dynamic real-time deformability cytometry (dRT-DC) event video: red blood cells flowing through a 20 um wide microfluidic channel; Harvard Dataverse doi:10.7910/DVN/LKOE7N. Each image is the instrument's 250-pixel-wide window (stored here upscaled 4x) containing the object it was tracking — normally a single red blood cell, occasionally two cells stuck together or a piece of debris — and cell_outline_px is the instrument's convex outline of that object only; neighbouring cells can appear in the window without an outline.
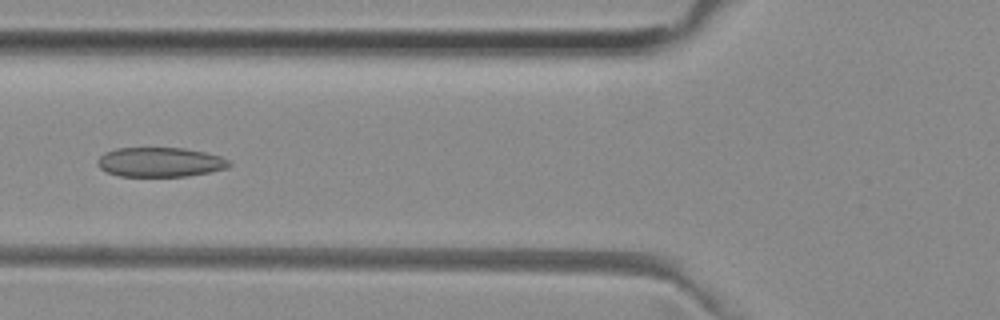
{"species": "common noctule bat (a hibernating species)", "species_latin": "Nyctalus noctula", "temperature_condition": "room temperature", "stored_images_in_passage": 40, "camera_frame_rate_fps": 3000, "um_per_image_px": 0.085, "animal": {"sex": "female", "body_mass_g": 29.2, "forearm_length_mm": 56.3}, "frame": {"image": 1, "passage_image": 11, "time_ms": 3.333, "image_size_px": [1000, 320], "cell_outline_px": [[232, 164], [228, 168], [188, 176], [120, 176], [108, 172], [100, 168], [96, 160], [104, 152], [116, 148], [184, 148], [204, 152], [220, 156], [228, 160]], "centroid_in_image_um": [13.6, 13.78], "position_along_channel_um": 112.2, "area_um2": 22.6}}
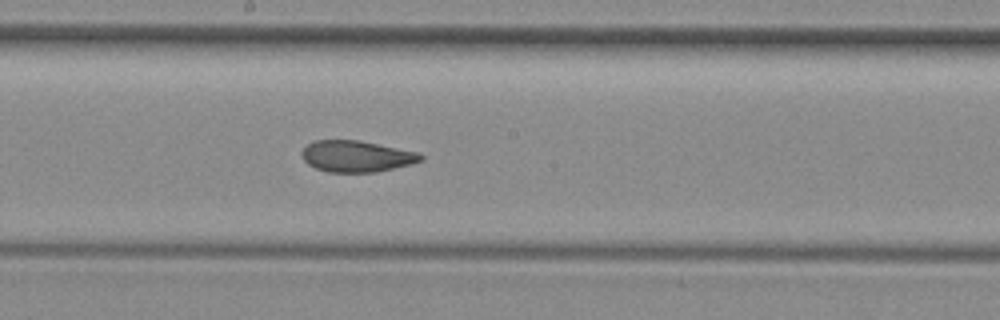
{"frame": {"image": 2, "passage_image": 19, "time_ms": 6.0, "image_size_px": [1000, 320], "cell_outline_px": [[424, 160], [412, 164], [376, 172], [328, 172], [316, 168], [308, 164], [304, 160], [300, 152], [312, 140], [360, 140], [416, 152], [424, 156]], "centroid_in_image_um": [30.29, 13.28], "position_along_channel_um": 217.9, "area_um2": 21.73}}
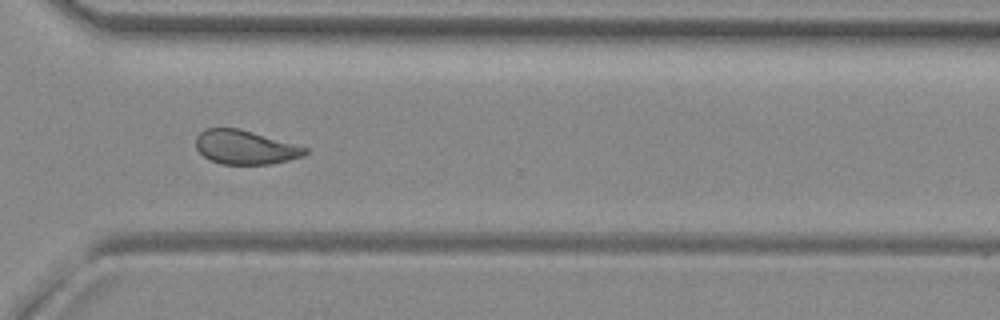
{"frame": {"image": 3, "passage_image": 29, "time_ms": 9.333, "image_size_px": [1000, 320], "cell_outline_px": [[308, 152], [304, 156], [272, 164], [220, 164], [204, 156], [196, 148], [196, 136], [204, 128], [240, 128], [308, 148]], "centroid_in_image_um": [20.83, 12.51], "position_along_channel_um": 349.8, "area_um2": 21.62}, "authors_computed_cell_mechanics": {"area_um2": 22.5131, "velocity_mm_per_s": 3.9575, "shape_relaxation_time_tau1_ms": null, "shape_relaxation_time_tau2_ms": 1.1976, "deformation_change_tau1": null, "deformation_change_tau2": 0.065}}